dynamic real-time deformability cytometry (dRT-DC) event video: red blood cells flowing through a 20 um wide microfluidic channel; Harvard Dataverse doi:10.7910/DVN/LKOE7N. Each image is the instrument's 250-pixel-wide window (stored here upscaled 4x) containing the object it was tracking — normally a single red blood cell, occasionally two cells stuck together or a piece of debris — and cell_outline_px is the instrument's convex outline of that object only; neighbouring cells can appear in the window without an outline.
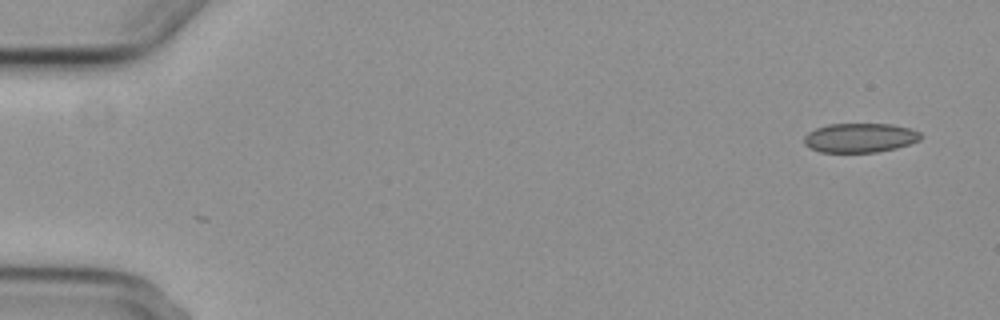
{"species": "common noctule bat (a hibernating species)", "species_latin": "Nyctalus noctula", "temperature_condition": "cold", "stored_images_in_passage": 5, "camera_frame_rate_fps": 3000, "um_per_image_px": 0.085, "animal": {"sex": "female", "body_mass_g": 29.2, "forearm_length_mm": 56.3}, "frame": {"image": 1, "passage_image": 1, "time_ms": 0.0, "image_size_px": [1000, 320], "cell_outline_px": [[920, 140], [896, 148], [876, 152], [820, 152], [808, 148], [804, 144], [804, 136], [808, 132], [816, 128], [828, 124], [892, 124], [908, 128], [920, 132]], "centroid_in_image_um": [73.05, 11.71], "position_along_channel_um": 12.0, "area_um2": 19.88}}
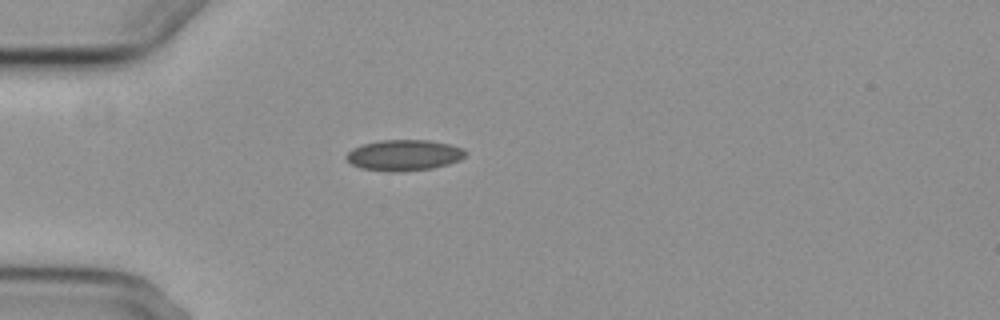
{"frame": {"image": 2, "passage_image": 4, "time_ms": 4.333, "image_size_px": [1000, 320], "cell_outline_px": [[468, 152], [460, 160], [448, 164], [432, 168], [400, 172], [392, 172], [360, 168], [352, 164], [344, 156], [352, 148], [364, 144], [380, 140], [428, 140], [448, 144], [464, 148]], "centroid_in_image_um": [34.35, 13.19], "position_along_channel_um": 50.7, "area_um2": 21.5}}